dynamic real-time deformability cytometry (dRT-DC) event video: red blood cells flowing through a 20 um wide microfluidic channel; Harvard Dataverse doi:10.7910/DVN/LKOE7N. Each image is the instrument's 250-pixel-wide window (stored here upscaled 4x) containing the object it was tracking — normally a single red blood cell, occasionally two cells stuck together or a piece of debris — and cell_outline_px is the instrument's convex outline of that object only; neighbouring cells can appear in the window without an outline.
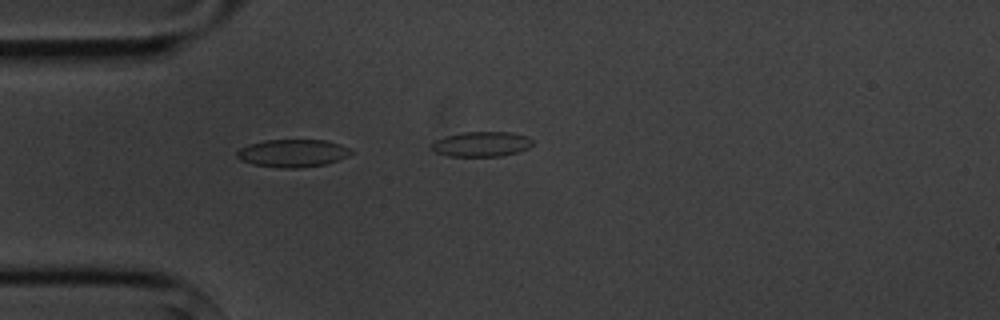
{"species": "common noctule bat (a hibernating species)", "species_latin": "Nyctalus noctula", "temperature_condition": "cold", "stored_images_in_passage": 7, "camera_frame_rate_fps": 3000, "um_per_image_px": 0.085, "animal": {"sex": "male", "body_mass_g": 20.1, "forearm_length_mm": 53.5}, "frame": {"image": 1, "passage_image": 6, "time_ms": 6.0, "image_size_px": [1000, 320], "cell_outline_px": [[352, 152], [348, 156], [324, 164], [300, 168], [280, 168], [252, 164], [240, 160], [236, 156], [236, 152], [240, 148], [248, 144], [264, 140], [324, 140], [340, 144], [352, 148]], "centroid_in_image_um": [24.85, 13.02], "position_along_channel_um": 60.1, "area_um2": 18.5}}